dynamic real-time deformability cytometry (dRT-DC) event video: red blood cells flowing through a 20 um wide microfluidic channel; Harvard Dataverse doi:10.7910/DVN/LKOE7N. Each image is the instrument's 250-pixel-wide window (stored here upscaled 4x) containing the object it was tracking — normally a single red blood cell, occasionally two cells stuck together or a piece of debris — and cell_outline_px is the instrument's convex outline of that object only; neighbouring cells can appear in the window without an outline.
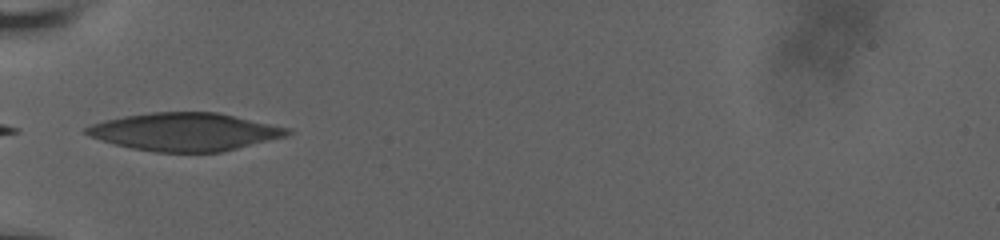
{"species": "human", "species_latin": "Homo sapiens", "temperature_condition": "room temperature", "stored_images_in_passage": 18, "camera_frame_rate_fps": 3000, "um_per_image_px": 0.085, "donor": {"sex": "male"}, "frame": {"image": 1, "passage_image": 1, "time_ms": 0.0, "image_size_px": [1000, 240], "cell_outline_px": [[292, 132], [284, 136], [220, 152], [156, 152], [132, 148], [100, 140], [84, 132], [84, 128], [92, 124], [104, 120], [124, 116], [152, 112], [216, 112], [288, 128]], "centroid_in_image_um": [15.65, 11.2], "position_along_channel_um": 69.3, "area_um2": 43.7}}
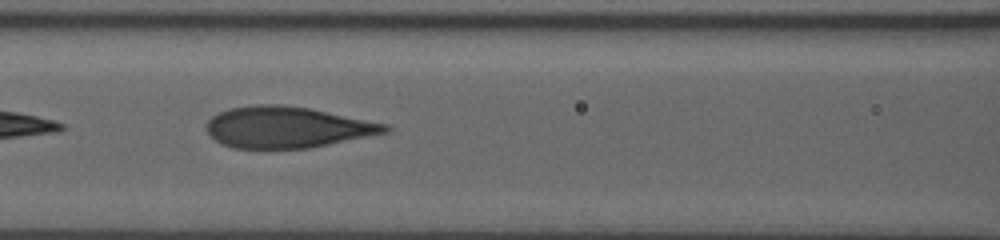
{"frame": {"image": 2, "passage_image": 9, "time_ms": 2.0, "image_size_px": [1000, 240], "cell_outline_px": [[392, 128], [388, 132], [308, 148], [264, 152], [232, 148], [216, 140], [208, 132], [208, 120], [212, 116], [220, 112], [232, 108], [256, 104], [280, 104], [308, 108], [388, 124]], "centroid_in_image_um": [24.38, 10.86], "position_along_channel_um": 142.2, "area_um2": 43.47}}
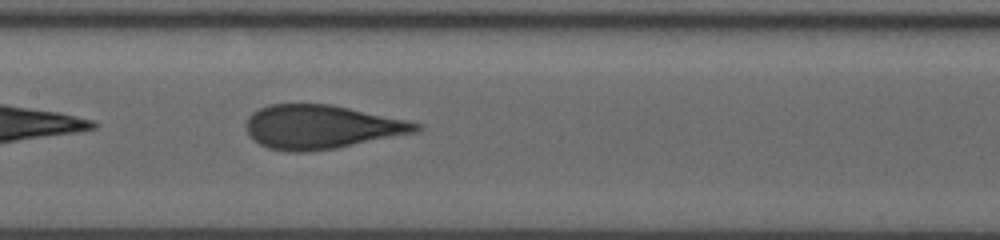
{"frame": {"image": 3, "passage_image": 14, "time_ms": 3.0, "image_size_px": [1000, 240], "cell_outline_px": [[424, 128], [416, 132], [336, 148], [308, 152], [288, 152], [268, 148], [252, 140], [244, 124], [248, 116], [252, 112], [268, 104], [332, 104], [408, 120], [424, 124]], "centroid_in_image_um": [27.31, 10.79], "position_along_channel_um": 180.1, "area_um2": 43.75}}